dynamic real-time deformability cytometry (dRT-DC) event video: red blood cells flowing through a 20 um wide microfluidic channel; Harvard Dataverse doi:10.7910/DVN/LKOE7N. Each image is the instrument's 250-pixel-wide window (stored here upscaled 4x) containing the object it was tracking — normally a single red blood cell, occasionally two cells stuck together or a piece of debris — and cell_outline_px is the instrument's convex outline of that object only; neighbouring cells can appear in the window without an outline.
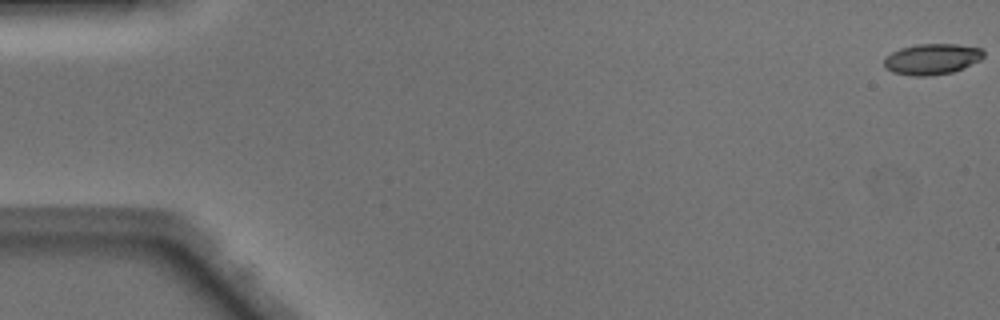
{"species": "Egyptian fruit bat (a non-hibernating species)", "species_latin": "Rousettus aegyptiacus", "temperature_condition": "warm", "stored_images_in_passage": 49, "camera_frame_rate_fps": 3000, "um_per_image_px": 0.085, "animal": {"sex": "male"}, "frame": {"image": 1, "passage_image": 1, "time_ms": 0.0, "image_size_px": [1000, 320], "cell_outline_px": [[984, 56], [980, 60], [964, 68], [952, 72], [928, 76], [912, 76], [892, 72], [884, 68], [884, 56], [900, 48], [916, 44], [956, 44], [980, 48], [984, 52]], "centroid_in_image_um": [79.18, 5.02], "position_along_channel_um": 5.8, "area_um2": 18.03}}
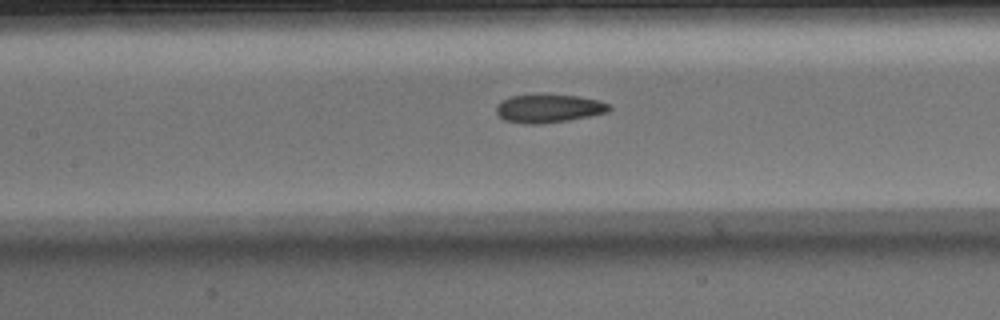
{"frame": {"image": 2, "passage_image": 23, "time_ms": 7.333, "image_size_px": [1000, 320], "cell_outline_px": [[612, 108], [608, 112], [568, 120], [540, 124], [524, 124], [504, 120], [496, 112], [496, 104], [508, 96], [576, 96], [600, 100], [612, 104]], "centroid_in_image_um": [46.65, 9.24], "position_along_channel_um": 160.7, "area_um2": 18.38}}
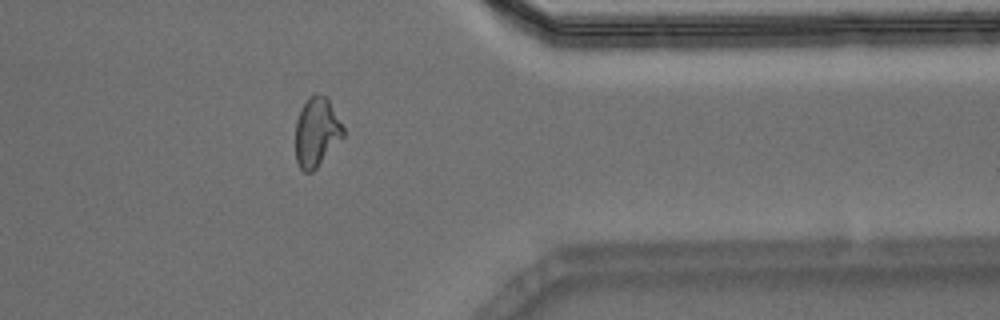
{"frame": {"image": 3, "passage_image": 40, "time_ms": 13.0, "image_size_px": [1000, 320], "cell_outline_px": [[344, 136], [316, 168], [312, 172], [304, 172], [300, 168], [296, 160], [296, 120], [308, 96], [324, 96], [328, 100], [344, 128]], "centroid_in_image_um": [26.9, 11.27], "position_along_channel_um": 384.5, "area_um2": 18.79}, "authors_computed_cell_mechanics": {"area_um2": 18.9006, "velocity_mm_per_s": 4.1672, "shape_relaxation_time_tau1_ms": null, "shape_relaxation_time_tau2_ms": 1.7936, "deformation_change_tau1": null, "deformation_change_tau2": 0.0935}}